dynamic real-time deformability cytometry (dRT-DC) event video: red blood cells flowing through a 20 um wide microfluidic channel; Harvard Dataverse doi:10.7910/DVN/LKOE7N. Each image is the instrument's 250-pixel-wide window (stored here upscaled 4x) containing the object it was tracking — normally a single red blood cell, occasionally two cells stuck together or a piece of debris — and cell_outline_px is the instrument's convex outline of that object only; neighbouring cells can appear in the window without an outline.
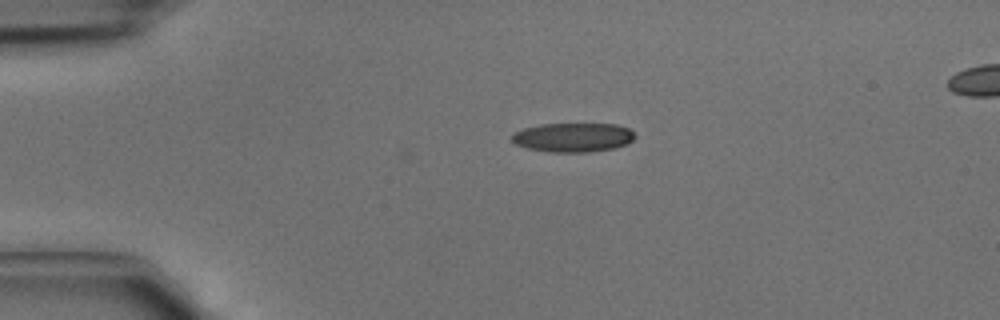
{"species": "common noctule bat (a hibernating species)", "species_latin": "Nyctalus noctula", "temperature_condition": "cold", "stored_images_in_passage": 3, "camera_frame_rate_fps": 3000, "um_per_image_px": 0.085, "animal": {"sex": "male", "body_mass_g": 15.6}, "frame": {"image": 1, "passage_image": 1, "time_ms": 0.0, "image_size_px": [1000, 320], "cell_outline_px": [[636, 136], [628, 144], [616, 148], [588, 152], [548, 152], [528, 148], [516, 144], [512, 140], [512, 136], [516, 132], [524, 128], [540, 124], [616, 124], [628, 128]], "centroid_in_image_um": [48.74, 11.68], "position_along_channel_um": 36.3, "area_um2": 20.87}}